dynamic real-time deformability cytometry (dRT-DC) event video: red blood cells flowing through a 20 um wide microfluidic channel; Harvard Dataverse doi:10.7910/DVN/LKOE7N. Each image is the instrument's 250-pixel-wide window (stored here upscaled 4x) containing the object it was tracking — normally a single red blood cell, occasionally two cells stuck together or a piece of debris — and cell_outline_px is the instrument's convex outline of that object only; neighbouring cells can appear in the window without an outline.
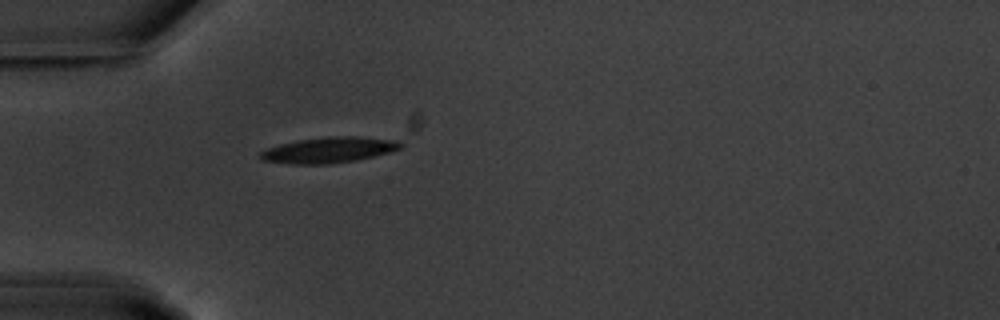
{"species": "common noctule bat (a hibernating species)", "species_latin": "Nyctalus noctula", "temperature_condition": "warm", "stored_images_in_passage": 40, "camera_frame_rate_fps": 3000, "um_per_image_px": 0.085, "animal": {"sex": "male", "body_mass_g": 20.1, "forearm_length_mm": 53.5}, "frame": {"image": 1, "passage_image": 1, "time_ms": 0.0, "image_size_px": [1000, 320], "cell_outline_px": [[404, 148], [356, 160], [328, 164], [292, 164], [260, 160], [260, 152], [268, 148], [280, 144], [296, 140], [328, 136], [356, 136], [400, 140], [404, 144]], "centroid_in_image_um": [27.99, 12.74], "position_along_channel_um": 57.0, "area_um2": 21.15}}
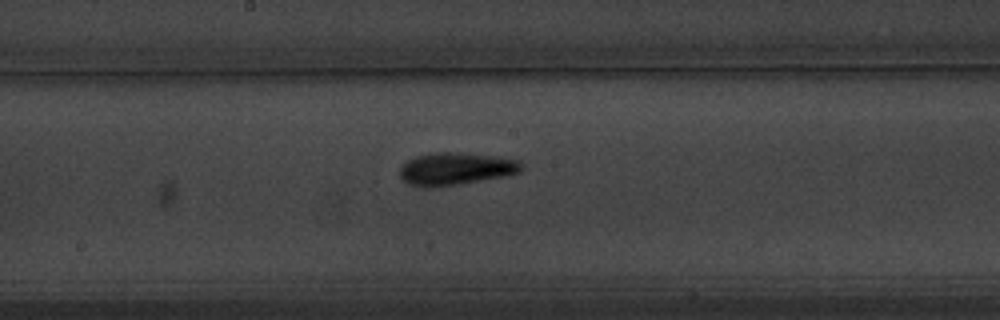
{"frame": {"image": 2, "passage_image": 14, "time_ms": 4.333, "image_size_px": [1000, 320], "cell_outline_px": [[524, 168], [520, 172], [504, 176], [460, 184], [432, 188], [424, 188], [408, 184], [400, 176], [400, 168], [408, 160], [416, 156], [436, 152], [456, 152], [496, 156], [520, 160]], "centroid_in_image_um": [38.75, 14.35], "position_along_channel_um": 209.5, "area_um2": 23.18}}
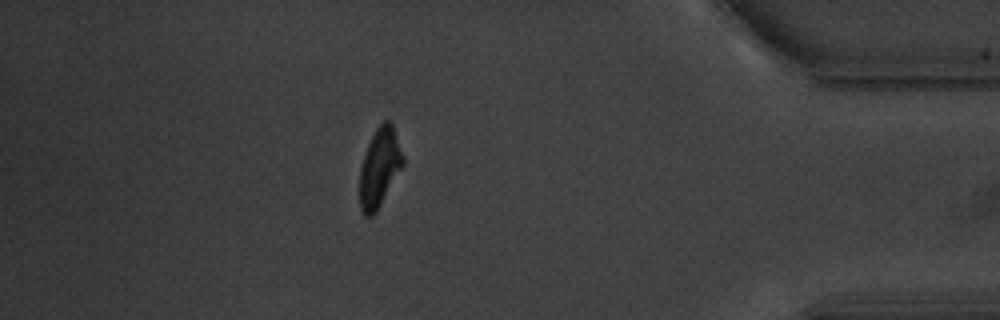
{"frame": {"image": 3, "passage_image": 33, "time_ms": 10.667, "image_size_px": [1000, 320], "cell_outline_px": [[404, 164], [376, 212], [372, 216], [364, 216], [360, 208], [360, 168], [368, 144], [376, 128], [384, 120], [392, 120], [404, 156]], "centroid_in_image_um": [32.28, 14.21], "position_along_channel_um": 402.9, "area_um2": 19.88}, "authors_computed_cell_mechanics": {"area_um2": 20.4034, "velocity_mm_per_s": 3.6501, "shape_relaxation_time_tau1_ms": 3.3618, "shape_relaxation_time_tau2_ms": 5.6357, "deformation_change_tau1": 0.1577, "deformation_change_tau2": 0.1408}}